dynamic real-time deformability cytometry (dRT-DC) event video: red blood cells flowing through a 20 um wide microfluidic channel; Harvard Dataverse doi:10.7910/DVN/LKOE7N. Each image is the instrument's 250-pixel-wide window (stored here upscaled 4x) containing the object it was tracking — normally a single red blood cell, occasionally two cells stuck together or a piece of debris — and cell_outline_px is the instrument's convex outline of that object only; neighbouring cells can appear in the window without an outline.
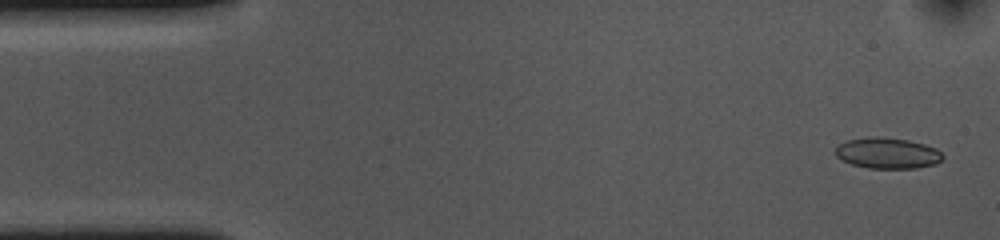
{"species": "common noctule bat (a hibernating species)", "species_latin": "Nyctalus noctula", "temperature_condition": "cold", "stored_images_in_passage": 53, "camera_frame_rate_fps": 3000, "um_per_image_px": 0.085, "animal": {"sex": "female", "body_mass_g": 10.0, "forearm_length_mm": 53.1}, "frame": {"image": 1, "passage_image": 2, "time_ms": 0.333, "image_size_px": [1000, 240], "cell_outline_px": [[944, 156], [936, 164], [916, 168], [868, 168], [852, 164], [836, 156], [836, 148], [840, 144], [848, 140], [872, 136], [880, 136], [908, 140], [924, 144], [936, 148]], "centroid_in_image_um": [75.45, 13.01], "position_along_channel_um": 9.5, "area_um2": 19.19}}
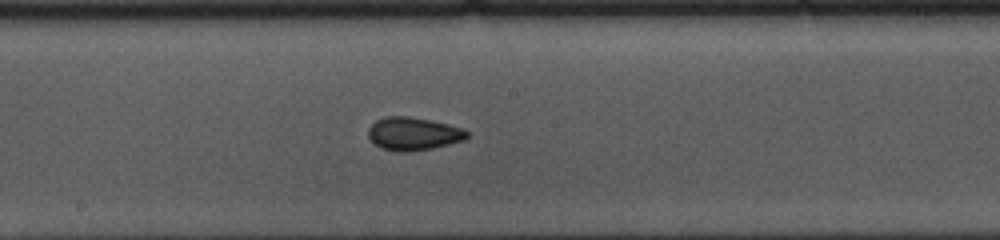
{"frame": {"image": 2, "passage_image": 27, "time_ms": 8.667, "image_size_px": [1000, 240], "cell_outline_px": [[468, 136], [464, 140], [432, 148], [408, 152], [396, 152], [380, 148], [368, 136], [368, 128], [376, 120], [384, 116], [408, 116], [432, 120], [464, 128], [468, 132]], "centroid_in_image_um": [35.13, 11.36], "position_along_channel_um": 213.1, "area_um2": 19.13}}
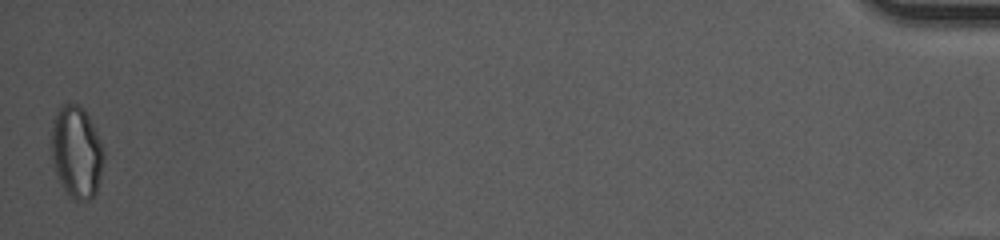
{"frame": {"image": 3, "passage_image": 53, "time_ms": 17.333, "image_size_px": [1000, 240], "cell_outline_px": [[104, 160], [96, 192], [88, 200], [72, 200], [64, 188], [56, 172], [52, 160], [52, 120], [56, 112], [64, 104], [80, 104], [84, 108], [100, 140], [104, 152]], "centroid_in_image_um": [6.51, 12.91], "position_along_channel_um": 428.7, "area_um2": 27.8}, "authors_computed_cell_mechanics": {"area_um2": 18.8428, "velocity_mm_per_s": 3.6517, "shape_relaxation_time_tau1_ms": 6.1231, "shape_relaxation_time_tau2_ms": 1.8195, "deformation_change_tau1": 0.0991, "deformation_change_tau2": 0.0542}}